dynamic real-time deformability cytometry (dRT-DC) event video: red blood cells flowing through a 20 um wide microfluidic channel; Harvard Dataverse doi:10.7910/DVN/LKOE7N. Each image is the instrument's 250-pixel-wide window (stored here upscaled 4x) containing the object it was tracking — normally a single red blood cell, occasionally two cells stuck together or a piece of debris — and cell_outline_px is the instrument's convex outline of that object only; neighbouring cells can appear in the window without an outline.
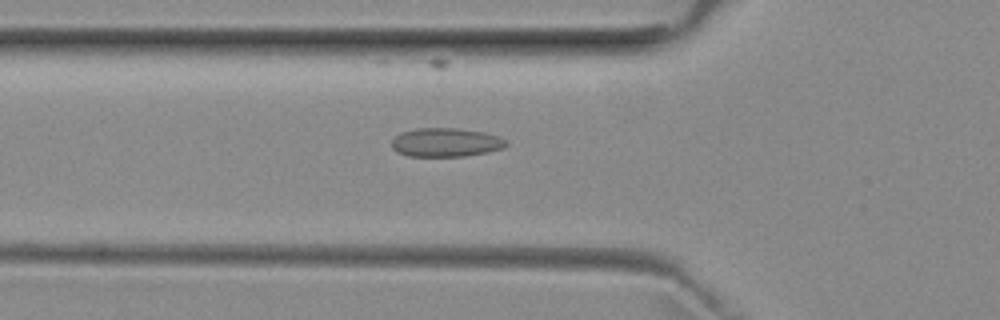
{"species": "common noctule bat (a hibernating species)", "species_latin": "Nyctalus noctula", "temperature_condition": "room temperature", "stored_images_in_passage": 36, "camera_frame_rate_fps": 3000, "um_per_image_px": 0.085, "animal": {"sex": "female", "body_mass_g": 29.2, "forearm_length_mm": 56.3}, "frame": {"image": 1, "passage_image": 10, "time_ms": 3.0, "image_size_px": [1000, 320], "cell_outline_px": [[508, 144], [504, 148], [488, 152], [464, 156], [408, 156], [396, 152], [392, 148], [392, 140], [400, 132], [416, 128], [456, 128], [484, 132], [500, 136], [508, 140]], "centroid_in_image_um": [37.92, 12.1], "position_along_channel_um": 87.9, "area_um2": 19.42}}
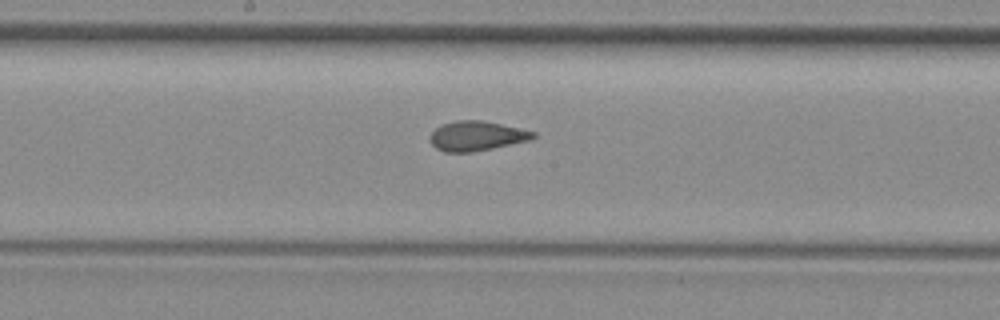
{"frame": {"image": 2, "passage_image": 19, "time_ms": 6.0, "image_size_px": [1000, 320], "cell_outline_px": [[536, 136], [528, 140], [492, 148], [472, 152], [444, 152], [436, 148], [432, 144], [428, 136], [440, 124], [456, 120], [480, 120], [500, 124], [536, 132]], "centroid_in_image_um": [40.45, 11.55], "position_along_channel_um": 207.7, "area_um2": 17.69}}
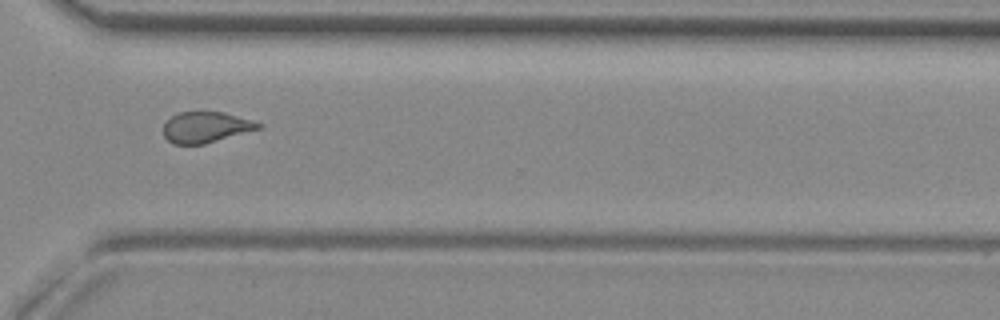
{"frame": {"image": 3, "passage_image": 30, "time_ms": 9.667, "image_size_px": [1000, 320], "cell_outline_px": [[264, 124], [260, 128], [204, 144], [172, 144], [164, 136], [164, 124], [176, 112], [224, 112], [252, 120]], "centroid_in_image_um": [17.49, 10.81], "position_along_channel_um": 353.1, "area_um2": 16.94}, "authors_computed_cell_mechanics": {"area_um2": 17.7446, "velocity_mm_per_s": 3.9707, "shape_relaxation_time_tau1_ms": null, "shape_relaxation_time_tau2_ms": 1.6263, "deformation_change_tau1": null, "deformation_change_tau2": 0.0774}}